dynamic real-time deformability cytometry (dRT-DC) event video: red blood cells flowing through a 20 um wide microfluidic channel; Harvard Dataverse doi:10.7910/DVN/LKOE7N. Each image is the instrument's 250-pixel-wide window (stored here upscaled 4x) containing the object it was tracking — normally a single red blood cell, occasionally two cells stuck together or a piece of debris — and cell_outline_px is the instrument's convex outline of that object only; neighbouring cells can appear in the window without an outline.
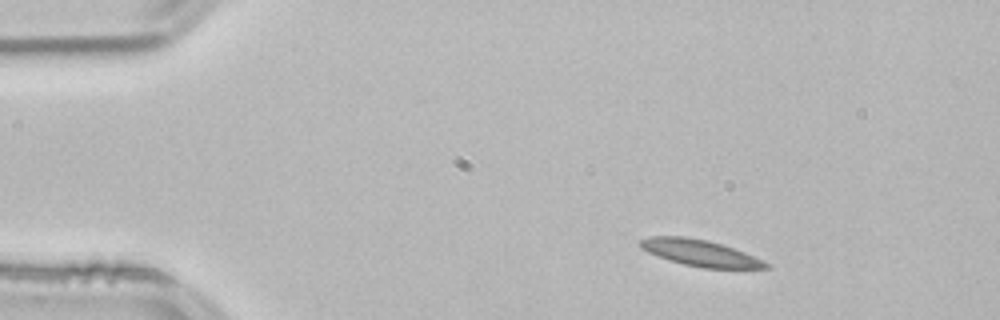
{"species": "common noctule bat (a hibernating species)", "species_latin": "Nyctalus noctula", "temperature_condition": "room temperature", "stored_images_in_passage": 46, "camera_frame_rate_fps": 3000, "um_per_image_px": 0.085, "animal": {"sex": "male", "body_mass_g": 21.5, "forearm_length_mm": 52.0}, "frame": {"image": 1, "passage_image": 1, "time_ms": 0.0, "image_size_px": [1000, 320], "cell_outline_px": [[772, 268], [700, 268], [668, 260], [648, 252], [640, 248], [640, 240], [648, 236], [684, 236], [708, 240], [744, 252], [764, 260], [772, 264]], "centroid_in_image_um": [59.52, 21.5], "position_along_channel_um": 25.5, "area_um2": 19.36}}
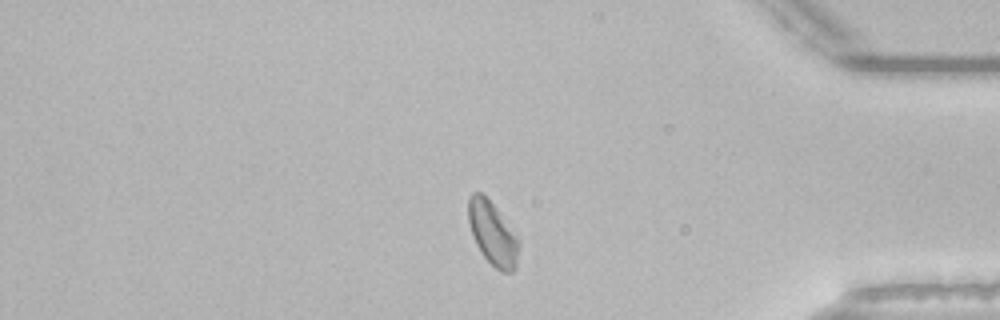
{"frame": {"image": 2, "passage_image": 38, "time_ms": 12.333, "image_size_px": [1000, 320], "cell_outline_px": [[520, 244], [516, 268], [512, 272], [500, 272], [484, 256], [476, 244], [472, 236], [468, 220], [468, 196], [472, 192], [480, 192], [496, 208], [520, 240]], "centroid_in_image_um": [41.88, 19.86], "position_along_channel_um": 393.3, "area_um2": 18.61}}
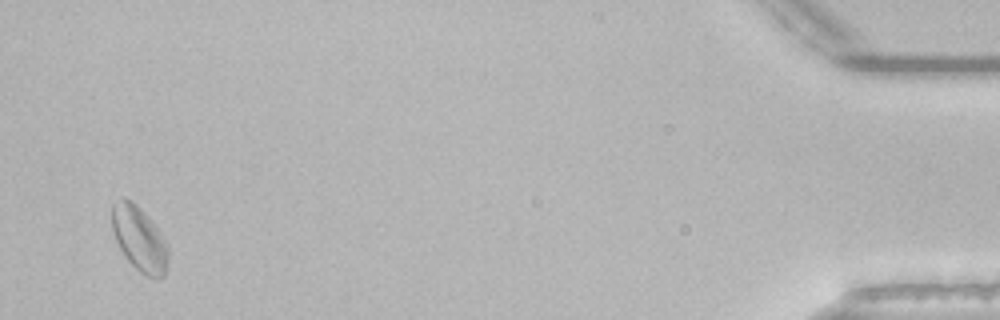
{"frame": {"image": 3, "passage_image": 45, "time_ms": 14.667, "image_size_px": [1000, 320], "cell_outline_px": [[168, 260], [164, 276], [160, 280], [156, 280], [140, 272], [124, 256], [112, 232], [112, 204], [124, 196], [132, 200], [152, 220], [160, 232], [168, 248]], "centroid_in_image_um": [11.84, 20.29], "position_along_channel_um": 423.4, "area_um2": 21.39}, "authors_computed_cell_mechanics": {"area_um2": 18.785, "velocity_mm_per_s": 3.7815, "shape_relaxation_time_tau1_ms": null, "shape_relaxation_time_tau2_ms": 6.3052, "deformation_change_tau1": null, "deformation_change_tau2": 0.1144}}